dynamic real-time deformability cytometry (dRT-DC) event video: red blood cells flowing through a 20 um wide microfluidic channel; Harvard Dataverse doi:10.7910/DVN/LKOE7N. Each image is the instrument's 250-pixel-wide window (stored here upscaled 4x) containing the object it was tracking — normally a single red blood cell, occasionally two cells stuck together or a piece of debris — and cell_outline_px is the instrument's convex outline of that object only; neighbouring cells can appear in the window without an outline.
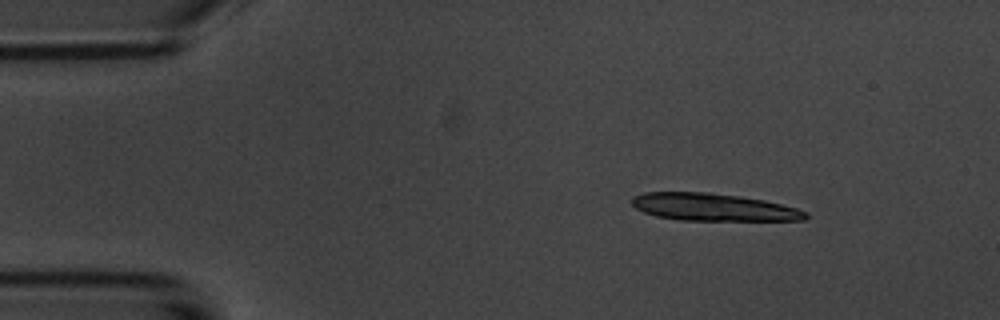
{"species": "common noctule bat (a hibernating species)", "species_latin": "Nyctalus noctula", "temperature_condition": "room temperature", "stored_images_in_passage": 4, "camera_frame_rate_fps": 3000, "um_per_image_px": 0.085, "animal": {"sex": "male", "body_mass_g": 20.1, "forearm_length_mm": 53.5}, "frame": {"image": 1, "passage_image": 1, "time_ms": 0.0, "image_size_px": [1000, 320], "cell_outline_px": [[808, 216], [804, 220], [680, 220], [656, 216], [644, 212], [636, 208], [632, 204], [632, 196], [644, 192], [708, 192], [740, 196], [764, 200], [796, 208], [808, 212]], "centroid_in_image_um": [60.61, 17.6], "position_along_channel_um": 24.4, "area_um2": 27.69}}
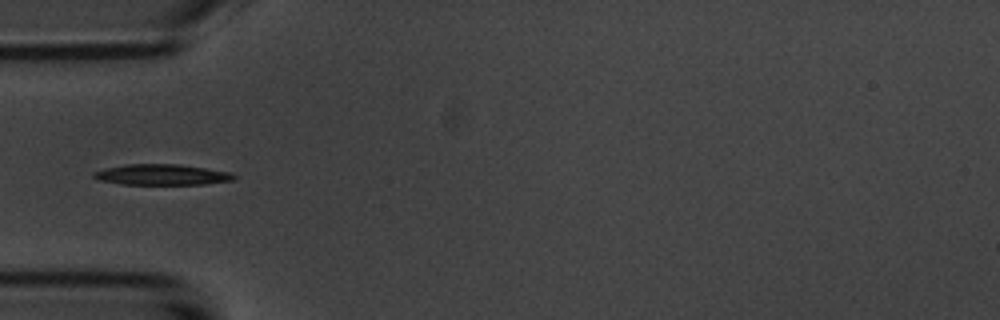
{"frame": {"image": 2, "passage_image": 4, "time_ms": 3.333, "image_size_px": [1000, 320], "cell_outline_px": [[236, 176], [232, 180], [204, 184], [120, 184], [100, 180], [92, 176], [92, 172], [104, 168], [124, 164], [180, 164], [232, 172]], "centroid_in_image_um": [13.73, 14.83], "position_along_channel_um": 71.3, "area_um2": 16.99}}